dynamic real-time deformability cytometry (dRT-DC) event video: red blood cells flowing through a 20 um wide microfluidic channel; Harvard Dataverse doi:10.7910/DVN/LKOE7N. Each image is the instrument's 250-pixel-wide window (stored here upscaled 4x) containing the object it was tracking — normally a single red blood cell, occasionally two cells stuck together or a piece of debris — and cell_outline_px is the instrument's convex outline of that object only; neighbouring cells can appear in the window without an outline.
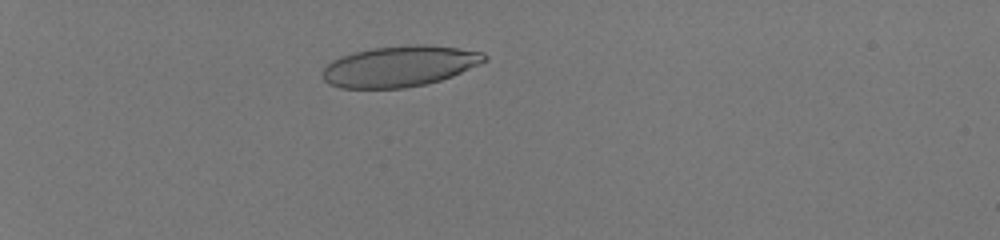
{"species": "human", "species_latin": "Homo sapiens", "temperature_condition": "room temperature", "stored_images_in_passage": 47, "camera_frame_rate_fps": 3000, "um_per_image_px": 0.085, "donor": {"sex": "male"}, "frame": {"image": 1, "passage_image": 12, "time_ms": 3.667, "image_size_px": [1000, 240], "cell_outline_px": [[488, 60], [480, 64], [452, 76], [440, 80], [424, 84], [404, 88], [340, 88], [328, 84], [324, 80], [320, 72], [332, 60], [340, 56], [372, 48], [416, 44], [428, 44], [460, 48], [484, 52], [488, 56]], "centroid_in_image_um": [33.98, 5.62], "position_along_channel_um": 51.0, "area_um2": 38.73}}
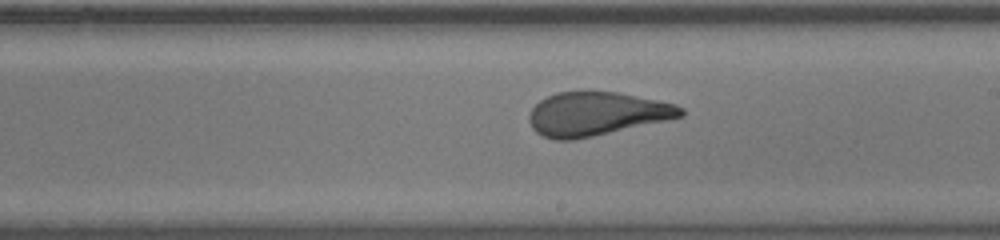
{"frame": {"image": 2, "passage_image": 30, "time_ms": 9.667, "image_size_px": [1000, 240], "cell_outline_px": [[684, 116], [592, 136], [572, 140], [556, 140], [544, 136], [536, 132], [532, 128], [528, 120], [528, 116], [532, 108], [540, 100], [556, 92], [580, 88], [588, 88], [620, 92], [676, 104], [684, 108]], "centroid_in_image_um": [50.67, 9.62], "position_along_channel_um": 238.3, "area_um2": 39.3}}
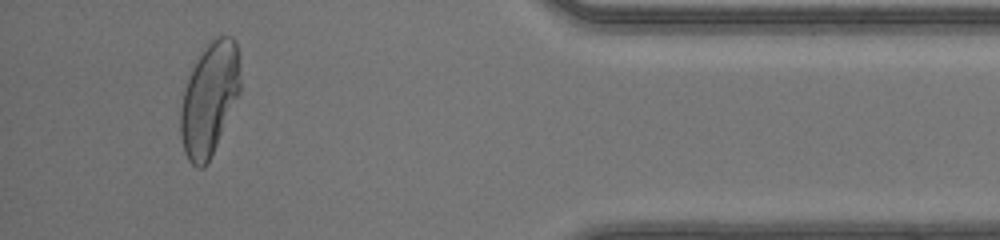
{"frame": {"image": 3, "passage_image": 45, "time_ms": 14.667, "image_size_px": [1000, 240], "cell_outline_px": [[240, 92], [216, 144], [204, 168], [196, 168], [188, 160], [184, 152], [180, 136], [180, 112], [184, 88], [196, 56], [212, 36], [232, 36], [236, 40], [240, 80]], "centroid_in_image_um": [17.77, 8.34], "position_along_channel_um": 417.4, "area_um2": 39.36}, "authors_computed_cell_mechanics": {"area_um2": 39.015, "velocity_mm_per_s": 4.1767, "shape_relaxation_time_tau1_ms": 5.687, "shape_relaxation_time_tau2_ms": null, "deformation_change_tau1": 0.2418, "deformation_change_tau2": null}}